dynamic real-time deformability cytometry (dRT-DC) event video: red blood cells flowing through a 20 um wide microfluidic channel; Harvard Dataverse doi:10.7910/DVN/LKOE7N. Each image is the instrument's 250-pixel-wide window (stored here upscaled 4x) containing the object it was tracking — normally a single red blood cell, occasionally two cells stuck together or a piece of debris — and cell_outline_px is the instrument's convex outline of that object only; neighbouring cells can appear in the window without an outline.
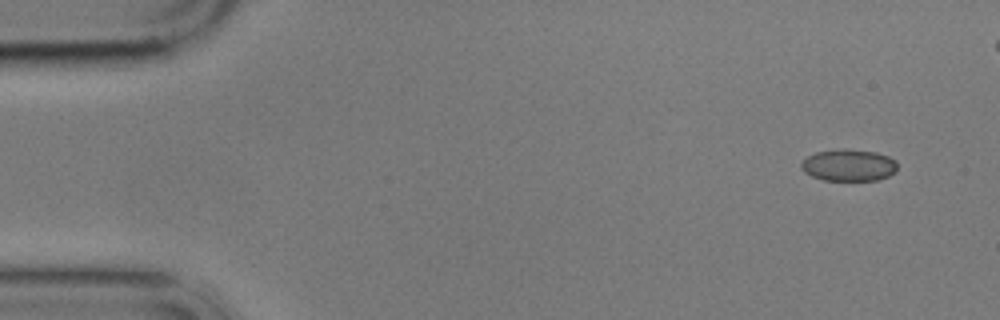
{"species": "common noctule bat (a hibernating species)", "species_latin": "Nyctalus noctula", "temperature_condition": "cold", "stored_images_in_passage": 5, "camera_frame_rate_fps": 3000, "um_per_image_px": 0.085, "animal": {"sex": "male", "body_mass_g": 17.9}, "frame": {"image": 1, "passage_image": 1, "time_ms": 0.0, "image_size_px": [1000, 320], "cell_outline_px": [[896, 172], [888, 176], [876, 180], [824, 180], [812, 176], [804, 172], [800, 168], [800, 164], [808, 156], [816, 152], [844, 148], [876, 152], [888, 156], [896, 160]], "centroid_in_image_um": [72.14, 14.03], "position_along_channel_um": 12.9, "area_um2": 17.86}}